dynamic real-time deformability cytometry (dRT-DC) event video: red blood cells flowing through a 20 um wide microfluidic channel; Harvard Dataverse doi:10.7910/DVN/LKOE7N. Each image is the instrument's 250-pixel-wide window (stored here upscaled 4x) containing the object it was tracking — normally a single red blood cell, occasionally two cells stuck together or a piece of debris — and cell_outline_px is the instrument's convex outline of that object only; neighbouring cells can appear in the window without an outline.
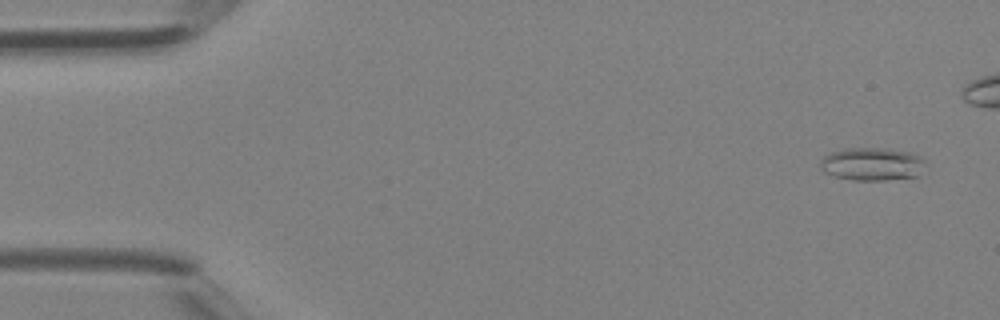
{"species": "Egyptian fruit bat (a non-hibernating species)", "species_latin": "Rousettus aegyptiacus", "temperature_condition": "room temperature", "stored_images_in_passage": 39, "camera_frame_rate_fps": 3000, "um_per_image_px": 0.085, "animal": {"sex": "female"}, "frame": {"image": 1, "passage_image": 3, "time_ms": 0.667, "image_size_px": [1000, 320], "cell_outline_px": [[928, 164], [916, 176], [884, 180], [852, 180], [836, 176], [824, 172], [820, 168], [820, 160], [824, 156], [832, 152], [844, 148], [884, 148], [912, 152], [920, 156]], "centroid_in_image_um": [74.14, 13.93], "position_along_channel_um": 10.9, "area_um2": 20.35}}
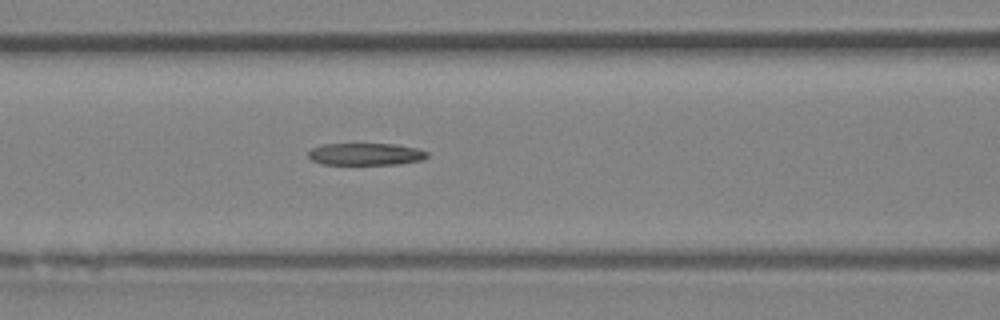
{"frame": {"image": 2, "passage_image": 19, "time_ms": 6.0, "image_size_px": [1000, 320], "cell_outline_px": [[428, 156], [424, 160], [396, 164], [320, 164], [312, 160], [308, 156], [308, 152], [312, 148], [324, 144], [396, 144], [416, 148], [428, 152]], "centroid_in_image_um": [31.09, 13.1], "position_along_channel_um": 135.5, "area_um2": 15.32}}
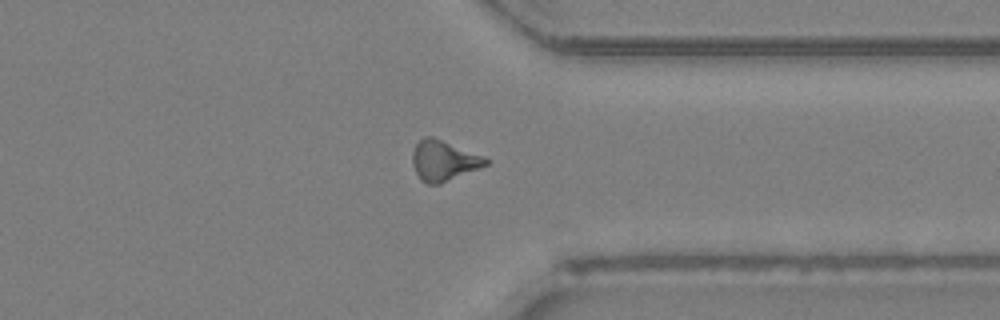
{"frame": {"image": 3, "passage_image": 34, "time_ms": 11.0, "image_size_px": [1000, 320], "cell_outline_px": [[488, 164], [480, 168], [440, 184], [428, 184], [420, 180], [412, 164], [412, 152], [416, 144], [424, 136], [432, 136], [484, 156], [488, 160]], "centroid_in_image_um": [37.7, 13.66], "position_along_channel_um": 373.7, "area_um2": 17.22}}